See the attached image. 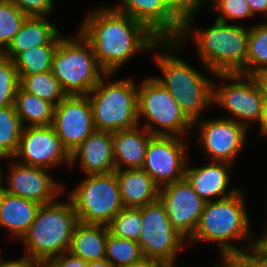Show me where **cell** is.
<instances>
[{
	"mask_svg": "<svg viewBox=\"0 0 267 267\" xmlns=\"http://www.w3.org/2000/svg\"><path fill=\"white\" fill-rule=\"evenodd\" d=\"M99 8L86 15L78 31L107 74H115L137 52L161 47V40L142 23L113 7Z\"/></svg>",
	"mask_w": 267,
	"mask_h": 267,
	"instance_id": "6da1fadb",
	"label": "cell"
},
{
	"mask_svg": "<svg viewBox=\"0 0 267 267\" xmlns=\"http://www.w3.org/2000/svg\"><path fill=\"white\" fill-rule=\"evenodd\" d=\"M12 158L18 163L48 170L62 163L71 164V154L52 125L23 127L17 151Z\"/></svg>",
	"mask_w": 267,
	"mask_h": 267,
	"instance_id": "4fadbf2b",
	"label": "cell"
},
{
	"mask_svg": "<svg viewBox=\"0 0 267 267\" xmlns=\"http://www.w3.org/2000/svg\"><path fill=\"white\" fill-rule=\"evenodd\" d=\"M215 76L230 83L219 85L213 82L212 103L224 107L231 114L225 116L226 118L244 125L247 129L253 123H257L261 116L264 96L253 77L241 73Z\"/></svg>",
	"mask_w": 267,
	"mask_h": 267,
	"instance_id": "8fae6325",
	"label": "cell"
},
{
	"mask_svg": "<svg viewBox=\"0 0 267 267\" xmlns=\"http://www.w3.org/2000/svg\"><path fill=\"white\" fill-rule=\"evenodd\" d=\"M122 2L112 7L142 23L161 41L179 38L183 24L160 0H122Z\"/></svg>",
	"mask_w": 267,
	"mask_h": 267,
	"instance_id": "ac0fdd59",
	"label": "cell"
},
{
	"mask_svg": "<svg viewBox=\"0 0 267 267\" xmlns=\"http://www.w3.org/2000/svg\"><path fill=\"white\" fill-rule=\"evenodd\" d=\"M240 260L245 267H267V255L254 243L249 246Z\"/></svg>",
	"mask_w": 267,
	"mask_h": 267,
	"instance_id": "74e56055",
	"label": "cell"
},
{
	"mask_svg": "<svg viewBox=\"0 0 267 267\" xmlns=\"http://www.w3.org/2000/svg\"><path fill=\"white\" fill-rule=\"evenodd\" d=\"M260 124V134L267 136V98L264 97L262 102L261 116L258 121Z\"/></svg>",
	"mask_w": 267,
	"mask_h": 267,
	"instance_id": "7bdbcfd3",
	"label": "cell"
},
{
	"mask_svg": "<svg viewBox=\"0 0 267 267\" xmlns=\"http://www.w3.org/2000/svg\"><path fill=\"white\" fill-rule=\"evenodd\" d=\"M41 264L27 256L13 260H3L0 256V267H39Z\"/></svg>",
	"mask_w": 267,
	"mask_h": 267,
	"instance_id": "ab89813d",
	"label": "cell"
},
{
	"mask_svg": "<svg viewBox=\"0 0 267 267\" xmlns=\"http://www.w3.org/2000/svg\"><path fill=\"white\" fill-rule=\"evenodd\" d=\"M39 267H47L45 264H41Z\"/></svg>",
	"mask_w": 267,
	"mask_h": 267,
	"instance_id": "f907efd6",
	"label": "cell"
},
{
	"mask_svg": "<svg viewBox=\"0 0 267 267\" xmlns=\"http://www.w3.org/2000/svg\"><path fill=\"white\" fill-rule=\"evenodd\" d=\"M46 17L27 16L22 23L19 32L2 54L14 60L19 54L34 46L58 45L64 37Z\"/></svg>",
	"mask_w": 267,
	"mask_h": 267,
	"instance_id": "44dd1931",
	"label": "cell"
},
{
	"mask_svg": "<svg viewBox=\"0 0 267 267\" xmlns=\"http://www.w3.org/2000/svg\"><path fill=\"white\" fill-rule=\"evenodd\" d=\"M251 76L258 85L261 94L265 98H267V67L260 68L259 70L254 72Z\"/></svg>",
	"mask_w": 267,
	"mask_h": 267,
	"instance_id": "60d3db41",
	"label": "cell"
},
{
	"mask_svg": "<svg viewBox=\"0 0 267 267\" xmlns=\"http://www.w3.org/2000/svg\"><path fill=\"white\" fill-rule=\"evenodd\" d=\"M232 167L233 165L230 163L217 161H210L208 165L193 168L189 167V163H187L184 177L205 202L219 200L240 190L239 187H228L231 186L230 178L232 176H230L229 170Z\"/></svg>",
	"mask_w": 267,
	"mask_h": 267,
	"instance_id": "d6986e66",
	"label": "cell"
},
{
	"mask_svg": "<svg viewBox=\"0 0 267 267\" xmlns=\"http://www.w3.org/2000/svg\"><path fill=\"white\" fill-rule=\"evenodd\" d=\"M41 204L10 193L0 195V227L21 240L36 218Z\"/></svg>",
	"mask_w": 267,
	"mask_h": 267,
	"instance_id": "603a6c76",
	"label": "cell"
},
{
	"mask_svg": "<svg viewBox=\"0 0 267 267\" xmlns=\"http://www.w3.org/2000/svg\"><path fill=\"white\" fill-rule=\"evenodd\" d=\"M114 267L133 266L144 259L137 241L115 236L108 231L106 257Z\"/></svg>",
	"mask_w": 267,
	"mask_h": 267,
	"instance_id": "f546056e",
	"label": "cell"
},
{
	"mask_svg": "<svg viewBox=\"0 0 267 267\" xmlns=\"http://www.w3.org/2000/svg\"><path fill=\"white\" fill-rule=\"evenodd\" d=\"M18 76L20 79L19 86L24 91L49 101L55 106L67 96L52 71Z\"/></svg>",
	"mask_w": 267,
	"mask_h": 267,
	"instance_id": "4316f807",
	"label": "cell"
},
{
	"mask_svg": "<svg viewBox=\"0 0 267 267\" xmlns=\"http://www.w3.org/2000/svg\"><path fill=\"white\" fill-rule=\"evenodd\" d=\"M108 225L78 223L69 252L86 262L105 259Z\"/></svg>",
	"mask_w": 267,
	"mask_h": 267,
	"instance_id": "d4e9b609",
	"label": "cell"
},
{
	"mask_svg": "<svg viewBox=\"0 0 267 267\" xmlns=\"http://www.w3.org/2000/svg\"><path fill=\"white\" fill-rule=\"evenodd\" d=\"M161 46L163 53L159 50L154 59L163 75L153 77L170 92L185 115L195 122L212 104L214 81L174 55L182 48L177 40L161 41Z\"/></svg>",
	"mask_w": 267,
	"mask_h": 267,
	"instance_id": "277c9868",
	"label": "cell"
},
{
	"mask_svg": "<svg viewBox=\"0 0 267 267\" xmlns=\"http://www.w3.org/2000/svg\"><path fill=\"white\" fill-rule=\"evenodd\" d=\"M121 267H136V264L133 265V266H121Z\"/></svg>",
	"mask_w": 267,
	"mask_h": 267,
	"instance_id": "681fc988",
	"label": "cell"
},
{
	"mask_svg": "<svg viewBox=\"0 0 267 267\" xmlns=\"http://www.w3.org/2000/svg\"><path fill=\"white\" fill-rule=\"evenodd\" d=\"M108 228L115 236L138 242L142 231L141 207L123 208L108 224Z\"/></svg>",
	"mask_w": 267,
	"mask_h": 267,
	"instance_id": "d6a6232c",
	"label": "cell"
},
{
	"mask_svg": "<svg viewBox=\"0 0 267 267\" xmlns=\"http://www.w3.org/2000/svg\"><path fill=\"white\" fill-rule=\"evenodd\" d=\"M222 262V264H220ZM219 265L213 267H245L240 259H221Z\"/></svg>",
	"mask_w": 267,
	"mask_h": 267,
	"instance_id": "bcb514c9",
	"label": "cell"
},
{
	"mask_svg": "<svg viewBox=\"0 0 267 267\" xmlns=\"http://www.w3.org/2000/svg\"><path fill=\"white\" fill-rule=\"evenodd\" d=\"M64 36L54 52L52 73L67 95H88L107 74L99 65L90 44L77 32Z\"/></svg>",
	"mask_w": 267,
	"mask_h": 267,
	"instance_id": "52a82bcc",
	"label": "cell"
},
{
	"mask_svg": "<svg viewBox=\"0 0 267 267\" xmlns=\"http://www.w3.org/2000/svg\"><path fill=\"white\" fill-rule=\"evenodd\" d=\"M26 16L46 17L54 9V0H9Z\"/></svg>",
	"mask_w": 267,
	"mask_h": 267,
	"instance_id": "8d00e7d4",
	"label": "cell"
},
{
	"mask_svg": "<svg viewBox=\"0 0 267 267\" xmlns=\"http://www.w3.org/2000/svg\"><path fill=\"white\" fill-rule=\"evenodd\" d=\"M192 19L194 15L182 25L177 41L183 45L184 39L192 36L205 71L213 76L234 73L247 75L249 27L215 19L213 26L196 30Z\"/></svg>",
	"mask_w": 267,
	"mask_h": 267,
	"instance_id": "7a4b0ae2",
	"label": "cell"
},
{
	"mask_svg": "<svg viewBox=\"0 0 267 267\" xmlns=\"http://www.w3.org/2000/svg\"><path fill=\"white\" fill-rule=\"evenodd\" d=\"M19 82L14 61L0 53V107L14 105Z\"/></svg>",
	"mask_w": 267,
	"mask_h": 267,
	"instance_id": "836d02e7",
	"label": "cell"
},
{
	"mask_svg": "<svg viewBox=\"0 0 267 267\" xmlns=\"http://www.w3.org/2000/svg\"><path fill=\"white\" fill-rule=\"evenodd\" d=\"M137 118L152 135L184 137L195 128L170 92L151 76L138 85ZM141 118L146 120L143 124Z\"/></svg>",
	"mask_w": 267,
	"mask_h": 267,
	"instance_id": "ba28073f",
	"label": "cell"
},
{
	"mask_svg": "<svg viewBox=\"0 0 267 267\" xmlns=\"http://www.w3.org/2000/svg\"><path fill=\"white\" fill-rule=\"evenodd\" d=\"M6 177L5 192L42 204L55 202L65 190V184L57 183L48 169L18 163L13 158Z\"/></svg>",
	"mask_w": 267,
	"mask_h": 267,
	"instance_id": "e0dca14e",
	"label": "cell"
},
{
	"mask_svg": "<svg viewBox=\"0 0 267 267\" xmlns=\"http://www.w3.org/2000/svg\"><path fill=\"white\" fill-rule=\"evenodd\" d=\"M158 199L165 208L171 226L188 241L197 228L206 202L185 177L161 187Z\"/></svg>",
	"mask_w": 267,
	"mask_h": 267,
	"instance_id": "9a60e30c",
	"label": "cell"
},
{
	"mask_svg": "<svg viewBox=\"0 0 267 267\" xmlns=\"http://www.w3.org/2000/svg\"><path fill=\"white\" fill-rule=\"evenodd\" d=\"M203 5H209L210 10L217 12L216 20L221 22L228 23L230 20L234 22L254 16L246 0H213V2L202 0Z\"/></svg>",
	"mask_w": 267,
	"mask_h": 267,
	"instance_id": "e575fe53",
	"label": "cell"
},
{
	"mask_svg": "<svg viewBox=\"0 0 267 267\" xmlns=\"http://www.w3.org/2000/svg\"><path fill=\"white\" fill-rule=\"evenodd\" d=\"M87 267H114L107 259L87 262Z\"/></svg>",
	"mask_w": 267,
	"mask_h": 267,
	"instance_id": "7dc6e473",
	"label": "cell"
},
{
	"mask_svg": "<svg viewBox=\"0 0 267 267\" xmlns=\"http://www.w3.org/2000/svg\"><path fill=\"white\" fill-rule=\"evenodd\" d=\"M246 2L254 16L260 13L267 18V0H246Z\"/></svg>",
	"mask_w": 267,
	"mask_h": 267,
	"instance_id": "b9f144b4",
	"label": "cell"
},
{
	"mask_svg": "<svg viewBox=\"0 0 267 267\" xmlns=\"http://www.w3.org/2000/svg\"><path fill=\"white\" fill-rule=\"evenodd\" d=\"M26 17L9 0H0V53L12 42Z\"/></svg>",
	"mask_w": 267,
	"mask_h": 267,
	"instance_id": "1f68e13d",
	"label": "cell"
},
{
	"mask_svg": "<svg viewBox=\"0 0 267 267\" xmlns=\"http://www.w3.org/2000/svg\"><path fill=\"white\" fill-rule=\"evenodd\" d=\"M161 3L184 24L202 6V0H160ZM196 11V12H195Z\"/></svg>",
	"mask_w": 267,
	"mask_h": 267,
	"instance_id": "d590c367",
	"label": "cell"
},
{
	"mask_svg": "<svg viewBox=\"0 0 267 267\" xmlns=\"http://www.w3.org/2000/svg\"><path fill=\"white\" fill-rule=\"evenodd\" d=\"M167 262L158 259H146L144 258L139 263H136V267H170Z\"/></svg>",
	"mask_w": 267,
	"mask_h": 267,
	"instance_id": "ee69618b",
	"label": "cell"
},
{
	"mask_svg": "<svg viewBox=\"0 0 267 267\" xmlns=\"http://www.w3.org/2000/svg\"><path fill=\"white\" fill-rule=\"evenodd\" d=\"M57 46H34L19 54L13 60L18 75H32L51 71L52 59Z\"/></svg>",
	"mask_w": 267,
	"mask_h": 267,
	"instance_id": "83f0119b",
	"label": "cell"
},
{
	"mask_svg": "<svg viewBox=\"0 0 267 267\" xmlns=\"http://www.w3.org/2000/svg\"><path fill=\"white\" fill-rule=\"evenodd\" d=\"M257 239V240H256ZM254 239V244L267 255V227L265 228L263 235Z\"/></svg>",
	"mask_w": 267,
	"mask_h": 267,
	"instance_id": "f6af8a7d",
	"label": "cell"
},
{
	"mask_svg": "<svg viewBox=\"0 0 267 267\" xmlns=\"http://www.w3.org/2000/svg\"><path fill=\"white\" fill-rule=\"evenodd\" d=\"M244 199L240 188L227 198L206 202L197 228L187 242H216L220 259H240L254 243ZM240 239L248 242L245 247L233 244L232 240Z\"/></svg>",
	"mask_w": 267,
	"mask_h": 267,
	"instance_id": "3957f363",
	"label": "cell"
},
{
	"mask_svg": "<svg viewBox=\"0 0 267 267\" xmlns=\"http://www.w3.org/2000/svg\"><path fill=\"white\" fill-rule=\"evenodd\" d=\"M68 194L80 223L108 225L124 208L115 171L88 174Z\"/></svg>",
	"mask_w": 267,
	"mask_h": 267,
	"instance_id": "9c48e42d",
	"label": "cell"
},
{
	"mask_svg": "<svg viewBox=\"0 0 267 267\" xmlns=\"http://www.w3.org/2000/svg\"><path fill=\"white\" fill-rule=\"evenodd\" d=\"M112 76L114 74H106L87 96L95 130L114 133L139 125L138 86L132 78L105 82Z\"/></svg>",
	"mask_w": 267,
	"mask_h": 267,
	"instance_id": "8992f818",
	"label": "cell"
},
{
	"mask_svg": "<svg viewBox=\"0 0 267 267\" xmlns=\"http://www.w3.org/2000/svg\"><path fill=\"white\" fill-rule=\"evenodd\" d=\"M52 127L68 152L73 153L95 131L88 96L67 95L55 106Z\"/></svg>",
	"mask_w": 267,
	"mask_h": 267,
	"instance_id": "2e32d148",
	"label": "cell"
},
{
	"mask_svg": "<svg viewBox=\"0 0 267 267\" xmlns=\"http://www.w3.org/2000/svg\"><path fill=\"white\" fill-rule=\"evenodd\" d=\"M194 126H199L198 144L202 146L207 158L233 165L246 144L248 129L225 117L211 120L199 118L193 122Z\"/></svg>",
	"mask_w": 267,
	"mask_h": 267,
	"instance_id": "5bb4252c",
	"label": "cell"
},
{
	"mask_svg": "<svg viewBox=\"0 0 267 267\" xmlns=\"http://www.w3.org/2000/svg\"><path fill=\"white\" fill-rule=\"evenodd\" d=\"M267 67V22L249 27L247 75Z\"/></svg>",
	"mask_w": 267,
	"mask_h": 267,
	"instance_id": "4dcf8cb0",
	"label": "cell"
},
{
	"mask_svg": "<svg viewBox=\"0 0 267 267\" xmlns=\"http://www.w3.org/2000/svg\"><path fill=\"white\" fill-rule=\"evenodd\" d=\"M124 208H139L158 199L160 187L142 169L115 170Z\"/></svg>",
	"mask_w": 267,
	"mask_h": 267,
	"instance_id": "cb8c5ba5",
	"label": "cell"
},
{
	"mask_svg": "<svg viewBox=\"0 0 267 267\" xmlns=\"http://www.w3.org/2000/svg\"><path fill=\"white\" fill-rule=\"evenodd\" d=\"M67 199L40 206L36 218L21 238L26 250L24 256L46 264L51 258L69 251L79 220L71 200Z\"/></svg>",
	"mask_w": 267,
	"mask_h": 267,
	"instance_id": "5b68a950",
	"label": "cell"
},
{
	"mask_svg": "<svg viewBox=\"0 0 267 267\" xmlns=\"http://www.w3.org/2000/svg\"><path fill=\"white\" fill-rule=\"evenodd\" d=\"M0 159L5 160V159H9V158L0 155ZM3 180L5 181V179H3L2 169L0 167V195L5 192V186L2 185L3 184Z\"/></svg>",
	"mask_w": 267,
	"mask_h": 267,
	"instance_id": "c3c4849f",
	"label": "cell"
},
{
	"mask_svg": "<svg viewBox=\"0 0 267 267\" xmlns=\"http://www.w3.org/2000/svg\"><path fill=\"white\" fill-rule=\"evenodd\" d=\"M14 106L23 127L52 125L55 105L24 91L20 86L15 95Z\"/></svg>",
	"mask_w": 267,
	"mask_h": 267,
	"instance_id": "484cf974",
	"label": "cell"
},
{
	"mask_svg": "<svg viewBox=\"0 0 267 267\" xmlns=\"http://www.w3.org/2000/svg\"><path fill=\"white\" fill-rule=\"evenodd\" d=\"M141 129L142 127L140 128L138 125L113 133L116 170H133L143 167L146 149L153 135L147 129Z\"/></svg>",
	"mask_w": 267,
	"mask_h": 267,
	"instance_id": "7402d4cb",
	"label": "cell"
},
{
	"mask_svg": "<svg viewBox=\"0 0 267 267\" xmlns=\"http://www.w3.org/2000/svg\"><path fill=\"white\" fill-rule=\"evenodd\" d=\"M23 130L14 105L0 107V155L12 158Z\"/></svg>",
	"mask_w": 267,
	"mask_h": 267,
	"instance_id": "f1b7e54d",
	"label": "cell"
},
{
	"mask_svg": "<svg viewBox=\"0 0 267 267\" xmlns=\"http://www.w3.org/2000/svg\"><path fill=\"white\" fill-rule=\"evenodd\" d=\"M186 140L177 136L153 135L141 168L161 188L184 178L187 160Z\"/></svg>",
	"mask_w": 267,
	"mask_h": 267,
	"instance_id": "7c38bea8",
	"label": "cell"
},
{
	"mask_svg": "<svg viewBox=\"0 0 267 267\" xmlns=\"http://www.w3.org/2000/svg\"><path fill=\"white\" fill-rule=\"evenodd\" d=\"M79 162L82 171L88 174H108L116 170L113 148V133L95 130L73 153L70 167Z\"/></svg>",
	"mask_w": 267,
	"mask_h": 267,
	"instance_id": "ffe728a7",
	"label": "cell"
},
{
	"mask_svg": "<svg viewBox=\"0 0 267 267\" xmlns=\"http://www.w3.org/2000/svg\"><path fill=\"white\" fill-rule=\"evenodd\" d=\"M45 265L47 267H87V262L68 251L51 258Z\"/></svg>",
	"mask_w": 267,
	"mask_h": 267,
	"instance_id": "f35d334b",
	"label": "cell"
},
{
	"mask_svg": "<svg viewBox=\"0 0 267 267\" xmlns=\"http://www.w3.org/2000/svg\"><path fill=\"white\" fill-rule=\"evenodd\" d=\"M142 231L138 243L144 258L158 259L176 266V255L188 243L170 224L159 199L141 207Z\"/></svg>",
	"mask_w": 267,
	"mask_h": 267,
	"instance_id": "30bf717a",
	"label": "cell"
}]
</instances>
